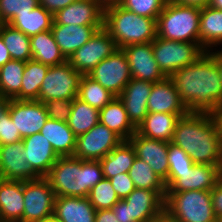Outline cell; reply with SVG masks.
I'll return each mask as SVG.
<instances>
[{
	"label": "cell",
	"mask_w": 222,
	"mask_h": 222,
	"mask_svg": "<svg viewBox=\"0 0 222 222\" xmlns=\"http://www.w3.org/2000/svg\"><path fill=\"white\" fill-rule=\"evenodd\" d=\"M210 51L170 77L189 112L217 113L222 109V80L216 52Z\"/></svg>",
	"instance_id": "1"
},
{
	"label": "cell",
	"mask_w": 222,
	"mask_h": 222,
	"mask_svg": "<svg viewBox=\"0 0 222 222\" xmlns=\"http://www.w3.org/2000/svg\"><path fill=\"white\" fill-rule=\"evenodd\" d=\"M171 143L185 151L195 164L222 169V135L215 113L188 112L180 117Z\"/></svg>",
	"instance_id": "2"
},
{
	"label": "cell",
	"mask_w": 222,
	"mask_h": 222,
	"mask_svg": "<svg viewBox=\"0 0 222 222\" xmlns=\"http://www.w3.org/2000/svg\"><path fill=\"white\" fill-rule=\"evenodd\" d=\"M55 196L88 197L91 188L103 178L99 160L59 157L45 176Z\"/></svg>",
	"instance_id": "3"
},
{
	"label": "cell",
	"mask_w": 222,
	"mask_h": 222,
	"mask_svg": "<svg viewBox=\"0 0 222 222\" xmlns=\"http://www.w3.org/2000/svg\"><path fill=\"white\" fill-rule=\"evenodd\" d=\"M156 20L117 5L104 10L103 28L114 39L117 48L122 49L152 42L157 37Z\"/></svg>",
	"instance_id": "4"
},
{
	"label": "cell",
	"mask_w": 222,
	"mask_h": 222,
	"mask_svg": "<svg viewBox=\"0 0 222 222\" xmlns=\"http://www.w3.org/2000/svg\"><path fill=\"white\" fill-rule=\"evenodd\" d=\"M201 8L168 0L156 20L157 36L178 42L200 44L199 21Z\"/></svg>",
	"instance_id": "5"
},
{
	"label": "cell",
	"mask_w": 222,
	"mask_h": 222,
	"mask_svg": "<svg viewBox=\"0 0 222 222\" xmlns=\"http://www.w3.org/2000/svg\"><path fill=\"white\" fill-rule=\"evenodd\" d=\"M164 209L181 222H217L211 191L166 192Z\"/></svg>",
	"instance_id": "6"
},
{
	"label": "cell",
	"mask_w": 222,
	"mask_h": 222,
	"mask_svg": "<svg viewBox=\"0 0 222 222\" xmlns=\"http://www.w3.org/2000/svg\"><path fill=\"white\" fill-rule=\"evenodd\" d=\"M153 55L162 73L171 77L179 69L194 63L205 50L197 42H178L156 37Z\"/></svg>",
	"instance_id": "7"
},
{
	"label": "cell",
	"mask_w": 222,
	"mask_h": 222,
	"mask_svg": "<svg viewBox=\"0 0 222 222\" xmlns=\"http://www.w3.org/2000/svg\"><path fill=\"white\" fill-rule=\"evenodd\" d=\"M24 213L22 222L53 218L55 193L45 177L23 181Z\"/></svg>",
	"instance_id": "8"
},
{
	"label": "cell",
	"mask_w": 222,
	"mask_h": 222,
	"mask_svg": "<svg viewBox=\"0 0 222 222\" xmlns=\"http://www.w3.org/2000/svg\"><path fill=\"white\" fill-rule=\"evenodd\" d=\"M82 74L71 64L50 66L43 79L37 101L46 102L53 99H74L78 96Z\"/></svg>",
	"instance_id": "9"
},
{
	"label": "cell",
	"mask_w": 222,
	"mask_h": 222,
	"mask_svg": "<svg viewBox=\"0 0 222 222\" xmlns=\"http://www.w3.org/2000/svg\"><path fill=\"white\" fill-rule=\"evenodd\" d=\"M117 49L111 35L101 28L67 61L76 71L82 75H88L102 60L111 56Z\"/></svg>",
	"instance_id": "10"
},
{
	"label": "cell",
	"mask_w": 222,
	"mask_h": 222,
	"mask_svg": "<svg viewBox=\"0 0 222 222\" xmlns=\"http://www.w3.org/2000/svg\"><path fill=\"white\" fill-rule=\"evenodd\" d=\"M221 178L222 169L219 166L194 164L184 172H168L166 192L211 191Z\"/></svg>",
	"instance_id": "11"
},
{
	"label": "cell",
	"mask_w": 222,
	"mask_h": 222,
	"mask_svg": "<svg viewBox=\"0 0 222 222\" xmlns=\"http://www.w3.org/2000/svg\"><path fill=\"white\" fill-rule=\"evenodd\" d=\"M88 76L116 97L121 94L132 78L126 55L120 48L102 60Z\"/></svg>",
	"instance_id": "12"
},
{
	"label": "cell",
	"mask_w": 222,
	"mask_h": 222,
	"mask_svg": "<svg viewBox=\"0 0 222 222\" xmlns=\"http://www.w3.org/2000/svg\"><path fill=\"white\" fill-rule=\"evenodd\" d=\"M123 139L100 122L88 132L76 137L73 157L81 160H101Z\"/></svg>",
	"instance_id": "13"
},
{
	"label": "cell",
	"mask_w": 222,
	"mask_h": 222,
	"mask_svg": "<svg viewBox=\"0 0 222 222\" xmlns=\"http://www.w3.org/2000/svg\"><path fill=\"white\" fill-rule=\"evenodd\" d=\"M8 111L22 138L39 133L48 119L44 104L37 100L8 99Z\"/></svg>",
	"instance_id": "14"
},
{
	"label": "cell",
	"mask_w": 222,
	"mask_h": 222,
	"mask_svg": "<svg viewBox=\"0 0 222 222\" xmlns=\"http://www.w3.org/2000/svg\"><path fill=\"white\" fill-rule=\"evenodd\" d=\"M122 50L129 63L132 78L152 83L166 78L155 61L152 42L128 45Z\"/></svg>",
	"instance_id": "15"
},
{
	"label": "cell",
	"mask_w": 222,
	"mask_h": 222,
	"mask_svg": "<svg viewBox=\"0 0 222 222\" xmlns=\"http://www.w3.org/2000/svg\"><path fill=\"white\" fill-rule=\"evenodd\" d=\"M129 141L135 149L136 157L148 163L166 185L169 172V162L167 158L169 142L150 139L139 135L137 132L134 133Z\"/></svg>",
	"instance_id": "16"
},
{
	"label": "cell",
	"mask_w": 222,
	"mask_h": 222,
	"mask_svg": "<svg viewBox=\"0 0 222 222\" xmlns=\"http://www.w3.org/2000/svg\"><path fill=\"white\" fill-rule=\"evenodd\" d=\"M0 178L29 181L39 178L25 159L23 141L0 145Z\"/></svg>",
	"instance_id": "17"
},
{
	"label": "cell",
	"mask_w": 222,
	"mask_h": 222,
	"mask_svg": "<svg viewBox=\"0 0 222 222\" xmlns=\"http://www.w3.org/2000/svg\"><path fill=\"white\" fill-rule=\"evenodd\" d=\"M166 190L135 188L124 200L136 222H150L164 210Z\"/></svg>",
	"instance_id": "18"
},
{
	"label": "cell",
	"mask_w": 222,
	"mask_h": 222,
	"mask_svg": "<svg viewBox=\"0 0 222 222\" xmlns=\"http://www.w3.org/2000/svg\"><path fill=\"white\" fill-rule=\"evenodd\" d=\"M53 24L103 25L104 9L95 0H77L53 15Z\"/></svg>",
	"instance_id": "19"
},
{
	"label": "cell",
	"mask_w": 222,
	"mask_h": 222,
	"mask_svg": "<svg viewBox=\"0 0 222 222\" xmlns=\"http://www.w3.org/2000/svg\"><path fill=\"white\" fill-rule=\"evenodd\" d=\"M152 82L131 78L118 96L125 106L131 123L137 128L148 114L147 103Z\"/></svg>",
	"instance_id": "20"
},
{
	"label": "cell",
	"mask_w": 222,
	"mask_h": 222,
	"mask_svg": "<svg viewBox=\"0 0 222 222\" xmlns=\"http://www.w3.org/2000/svg\"><path fill=\"white\" fill-rule=\"evenodd\" d=\"M147 110L148 113L187 114L189 112L182 103L170 77L153 83L148 98Z\"/></svg>",
	"instance_id": "21"
},
{
	"label": "cell",
	"mask_w": 222,
	"mask_h": 222,
	"mask_svg": "<svg viewBox=\"0 0 222 222\" xmlns=\"http://www.w3.org/2000/svg\"><path fill=\"white\" fill-rule=\"evenodd\" d=\"M22 141L26 161L39 177H45L59 156L40 132L25 137Z\"/></svg>",
	"instance_id": "22"
},
{
	"label": "cell",
	"mask_w": 222,
	"mask_h": 222,
	"mask_svg": "<svg viewBox=\"0 0 222 222\" xmlns=\"http://www.w3.org/2000/svg\"><path fill=\"white\" fill-rule=\"evenodd\" d=\"M103 25L53 24L51 31L61 53L68 58L82 47Z\"/></svg>",
	"instance_id": "23"
},
{
	"label": "cell",
	"mask_w": 222,
	"mask_h": 222,
	"mask_svg": "<svg viewBox=\"0 0 222 222\" xmlns=\"http://www.w3.org/2000/svg\"><path fill=\"white\" fill-rule=\"evenodd\" d=\"M95 213L88 197H55L53 218L57 222H95Z\"/></svg>",
	"instance_id": "24"
},
{
	"label": "cell",
	"mask_w": 222,
	"mask_h": 222,
	"mask_svg": "<svg viewBox=\"0 0 222 222\" xmlns=\"http://www.w3.org/2000/svg\"><path fill=\"white\" fill-rule=\"evenodd\" d=\"M23 181L0 178V222H22Z\"/></svg>",
	"instance_id": "25"
},
{
	"label": "cell",
	"mask_w": 222,
	"mask_h": 222,
	"mask_svg": "<svg viewBox=\"0 0 222 222\" xmlns=\"http://www.w3.org/2000/svg\"><path fill=\"white\" fill-rule=\"evenodd\" d=\"M186 114L148 113L136 132L144 137L171 142L177 120Z\"/></svg>",
	"instance_id": "26"
},
{
	"label": "cell",
	"mask_w": 222,
	"mask_h": 222,
	"mask_svg": "<svg viewBox=\"0 0 222 222\" xmlns=\"http://www.w3.org/2000/svg\"><path fill=\"white\" fill-rule=\"evenodd\" d=\"M40 133L48 140L59 157L73 156L76 148V136L67 122L48 118Z\"/></svg>",
	"instance_id": "27"
},
{
	"label": "cell",
	"mask_w": 222,
	"mask_h": 222,
	"mask_svg": "<svg viewBox=\"0 0 222 222\" xmlns=\"http://www.w3.org/2000/svg\"><path fill=\"white\" fill-rule=\"evenodd\" d=\"M99 122L114 131L123 140H129L136 132L131 123L123 102L119 97L114 98L104 108L99 110Z\"/></svg>",
	"instance_id": "28"
},
{
	"label": "cell",
	"mask_w": 222,
	"mask_h": 222,
	"mask_svg": "<svg viewBox=\"0 0 222 222\" xmlns=\"http://www.w3.org/2000/svg\"><path fill=\"white\" fill-rule=\"evenodd\" d=\"M32 60L48 66H57L65 63L67 59L61 53L50 30L30 37Z\"/></svg>",
	"instance_id": "29"
},
{
	"label": "cell",
	"mask_w": 222,
	"mask_h": 222,
	"mask_svg": "<svg viewBox=\"0 0 222 222\" xmlns=\"http://www.w3.org/2000/svg\"><path fill=\"white\" fill-rule=\"evenodd\" d=\"M136 158V152L129 140H123L100 161L104 178H111L120 173H129Z\"/></svg>",
	"instance_id": "30"
},
{
	"label": "cell",
	"mask_w": 222,
	"mask_h": 222,
	"mask_svg": "<svg viewBox=\"0 0 222 222\" xmlns=\"http://www.w3.org/2000/svg\"><path fill=\"white\" fill-rule=\"evenodd\" d=\"M199 36L200 45L205 51L222 43V10L210 6L201 8Z\"/></svg>",
	"instance_id": "31"
},
{
	"label": "cell",
	"mask_w": 222,
	"mask_h": 222,
	"mask_svg": "<svg viewBox=\"0 0 222 222\" xmlns=\"http://www.w3.org/2000/svg\"><path fill=\"white\" fill-rule=\"evenodd\" d=\"M53 22V14L38 5L28 13L16 14L8 24L22 31L28 37H32L38 33L50 30Z\"/></svg>",
	"instance_id": "32"
},
{
	"label": "cell",
	"mask_w": 222,
	"mask_h": 222,
	"mask_svg": "<svg viewBox=\"0 0 222 222\" xmlns=\"http://www.w3.org/2000/svg\"><path fill=\"white\" fill-rule=\"evenodd\" d=\"M50 66L34 60H28L23 72L22 87L16 100H38L39 91Z\"/></svg>",
	"instance_id": "33"
},
{
	"label": "cell",
	"mask_w": 222,
	"mask_h": 222,
	"mask_svg": "<svg viewBox=\"0 0 222 222\" xmlns=\"http://www.w3.org/2000/svg\"><path fill=\"white\" fill-rule=\"evenodd\" d=\"M26 62L11 59L0 67V101L14 99L21 91Z\"/></svg>",
	"instance_id": "34"
},
{
	"label": "cell",
	"mask_w": 222,
	"mask_h": 222,
	"mask_svg": "<svg viewBox=\"0 0 222 222\" xmlns=\"http://www.w3.org/2000/svg\"><path fill=\"white\" fill-rule=\"evenodd\" d=\"M99 110L78 99L72 100V110L67 124L76 137L88 132L99 123Z\"/></svg>",
	"instance_id": "35"
},
{
	"label": "cell",
	"mask_w": 222,
	"mask_h": 222,
	"mask_svg": "<svg viewBox=\"0 0 222 222\" xmlns=\"http://www.w3.org/2000/svg\"><path fill=\"white\" fill-rule=\"evenodd\" d=\"M0 36L8 49L11 59L27 62L32 59L30 37L22 31L4 23L0 27Z\"/></svg>",
	"instance_id": "36"
},
{
	"label": "cell",
	"mask_w": 222,
	"mask_h": 222,
	"mask_svg": "<svg viewBox=\"0 0 222 222\" xmlns=\"http://www.w3.org/2000/svg\"><path fill=\"white\" fill-rule=\"evenodd\" d=\"M77 98L100 110L116 96L88 75H82Z\"/></svg>",
	"instance_id": "37"
},
{
	"label": "cell",
	"mask_w": 222,
	"mask_h": 222,
	"mask_svg": "<svg viewBox=\"0 0 222 222\" xmlns=\"http://www.w3.org/2000/svg\"><path fill=\"white\" fill-rule=\"evenodd\" d=\"M129 176L135 188L166 190L164 181L153 171L151 166L137 157L129 170Z\"/></svg>",
	"instance_id": "38"
},
{
	"label": "cell",
	"mask_w": 222,
	"mask_h": 222,
	"mask_svg": "<svg viewBox=\"0 0 222 222\" xmlns=\"http://www.w3.org/2000/svg\"><path fill=\"white\" fill-rule=\"evenodd\" d=\"M88 199L95 210L111 209L120 200L107 178L91 188Z\"/></svg>",
	"instance_id": "39"
},
{
	"label": "cell",
	"mask_w": 222,
	"mask_h": 222,
	"mask_svg": "<svg viewBox=\"0 0 222 222\" xmlns=\"http://www.w3.org/2000/svg\"><path fill=\"white\" fill-rule=\"evenodd\" d=\"M168 0H122L121 7L139 16L157 19Z\"/></svg>",
	"instance_id": "40"
},
{
	"label": "cell",
	"mask_w": 222,
	"mask_h": 222,
	"mask_svg": "<svg viewBox=\"0 0 222 222\" xmlns=\"http://www.w3.org/2000/svg\"><path fill=\"white\" fill-rule=\"evenodd\" d=\"M22 139L10 118L8 100L0 101V145L16 143Z\"/></svg>",
	"instance_id": "41"
},
{
	"label": "cell",
	"mask_w": 222,
	"mask_h": 222,
	"mask_svg": "<svg viewBox=\"0 0 222 222\" xmlns=\"http://www.w3.org/2000/svg\"><path fill=\"white\" fill-rule=\"evenodd\" d=\"M39 0H0V16L3 23H9L16 14H25L35 9Z\"/></svg>",
	"instance_id": "42"
},
{
	"label": "cell",
	"mask_w": 222,
	"mask_h": 222,
	"mask_svg": "<svg viewBox=\"0 0 222 222\" xmlns=\"http://www.w3.org/2000/svg\"><path fill=\"white\" fill-rule=\"evenodd\" d=\"M167 158L169 162V172H184L195 164L185 151L171 142H169Z\"/></svg>",
	"instance_id": "43"
},
{
	"label": "cell",
	"mask_w": 222,
	"mask_h": 222,
	"mask_svg": "<svg viewBox=\"0 0 222 222\" xmlns=\"http://www.w3.org/2000/svg\"><path fill=\"white\" fill-rule=\"evenodd\" d=\"M73 99H53L43 102L48 118L67 122L72 110Z\"/></svg>",
	"instance_id": "44"
},
{
	"label": "cell",
	"mask_w": 222,
	"mask_h": 222,
	"mask_svg": "<svg viewBox=\"0 0 222 222\" xmlns=\"http://www.w3.org/2000/svg\"><path fill=\"white\" fill-rule=\"evenodd\" d=\"M109 180L119 199L126 198L135 189L129 173L117 174L109 178Z\"/></svg>",
	"instance_id": "45"
},
{
	"label": "cell",
	"mask_w": 222,
	"mask_h": 222,
	"mask_svg": "<svg viewBox=\"0 0 222 222\" xmlns=\"http://www.w3.org/2000/svg\"><path fill=\"white\" fill-rule=\"evenodd\" d=\"M111 210L119 222H136L132 217L130 205L124 199H120Z\"/></svg>",
	"instance_id": "46"
},
{
	"label": "cell",
	"mask_w": 222,
	"mask_h": 222,
	"mask_svg": "<svg viewBox=\"0 0 222 222\" xmlns=\"http://www.w3.org/2000/svg\"><path fill=\"white\" fill-rule=\"evenodd\" d=\"M211 198H212L214 213L217 219H219L222 217V178L211 189Z\"/></svg>",
	"instance_id": "47"
},
{
	"label": "cell",
	"mask_w": 222,
	"mask_h": 222,
	"mask_svg": "<svg viewBox=\"0 0 222 222\" xmlns=\"http://www.w3.org/2000/svg\"><path fill=\"white\" fill-rule=\"evenodd\" d=\"M75 1L77 0H39V6H42L45 10L54 15L59 10Z\"/></svg>",
	"instance_id": "48"
},
{
	"label": "cell",
	"mask_w": 222,
	"mask_h": 222,
	"mask_svg": "<svg viewBox=\"0 0 222 222\" xmlns=\"http://www.w3.org/2000/svg\"><path fill=\"white\" fill-rule=\"evenodd\" d=\"M95 222H119L111 209L96 210Z\"/></svg>",
	"instance_id": "49"
},
{
	"label": "cell",
	"mask_w": 222,
	"mask_h": 222,
	"mask_svg": "<svg viewBox=\"0 0 222 222\" xmlns=\"http://www.w3.org/2000/svg\"><path fill=\"white\" fill-rule=\"evenodd\" d=\"M178 4L196 6V7H206L209 6L210 0H171Z\"/></svg>",
	"instance_id": "50"
},
{
	"label": "cell",
	"mask_w": 222,
	"mask_h": 222,
	"mask_svg": "<svg viewBox=\"0 0 222 222\" xmlns=\"http://www.w3.org/2000/svg\"><path fill=\"white\" fill-rule=\"evenodd\" d=\"M11 60L10 54L6 45L4 44L1 36H0V67L6 64L8 61Z\"/></svg>",
	"instance_id": "51"
},
{
	"label": "cell",
	"mask_w": 222,
	"mask_h": 222,
	"mask_svg": "<svg viewBox=\"0 0 222 222\" xmlns=\"http://www.w3.org/2000/svg\"><path fill=\"white\" fill-rule=\"evenodd\" d=\"M150 222H181L170 215L165 209Z\"/></svg>",
	"instance_id": "52"
},
{
	"label": "cell",
	"mask_w": 222,
	"mask_h": 222,
	"mask_svg": "<svg viewBox=\"0 0 222 222\" xmlns=\"http://www.w3.org/2000/svg\"><path fill=\"white\" fill-rule=\"evenodd\" d=\"M95 1L105 10L109 7L119 5L122 0H95Z\"/></svg>",
	"instance_id": "53"
},
{
	"label": "cell",
	"mask_w": 222,
	"mask_h": 222,
	"mask_svg": "<svg viewBox=\"0 0 222 222\" xmlns=\"http://www.w3.org/2000/svg\"><path fill=\"white\" fill-rule=\"evenodd\" d=\"M216 63L218 65L220 77L222 80V50L216 52Z\"/></svg>",
	"instance_id": "54"
},
{
	"label": "cell",
	"mask_w": 222,
	"mask_h": 222,
	"mask_svg": "<svg viewBox=\"0 0 222 222\" xmlns=\"http://www.w3.org/2000/svg\"><path fill=\"white\" fill-rule=\"evenodd\" d=\"M209 6L222 10V0H210Z\"/></svg>",
	"instance_id": "55"
},
{
	"label": "cell",
	"mask_w": 222,
	"mask_h": 222,
	"mask_svg": "<svg viewBox=\"0 0 222 222\" xmlns=\"http://www.w3.org/2000/svg\"><path fill=\"white\" fill-rule=\"evenodd\" d=\"M215 116H216V119L219 122L220 130H221V135H222V109L219 112L215 113Z\"/></svg>",
	"instance_id": "56"
},
{
	"label": "cell",
	"mask_w": 222,
	"mask_h": 222,
	"mask_svg": "<svg viewBox=\"0 0 222 222\" xmlns=\"http://www.w3.org/2000/svg\"><path fill=\"white\" fill-rule=\"evenodd\" d=\"M39 222H57L54 218L45 220V221H39Z\"/></svg>",
	"instance_id": "57"
},
{
	"label": "cell",
	"mask_w": 222,
	"mask_h": 222,
	"mask_svg": "<svg viewBox=\"0 0 222 222\" xmlns=\"http://www.w3.org/2000/svg\"><path fill=\"white\" fill-rule=\"evenodd\" d=\"M3 21L1 20V16H0V27L3 25Z\"/></svg>",
	"instance_id": "58"
},
{
	"label": "cell",
	"mask_w": 222,
	"mask_h": 222,
	"mask_svg": "<svg viewBox=\"0 0 222 222\" xmlns=\"http://www.w3.org/2000/svg\"><path fill=\"white\" fill-rule=\"evenodd\" d=\"M217 222H222V217L217 219Z\"/></svg>",
	"instance_id": "59"
}]
</instances>
